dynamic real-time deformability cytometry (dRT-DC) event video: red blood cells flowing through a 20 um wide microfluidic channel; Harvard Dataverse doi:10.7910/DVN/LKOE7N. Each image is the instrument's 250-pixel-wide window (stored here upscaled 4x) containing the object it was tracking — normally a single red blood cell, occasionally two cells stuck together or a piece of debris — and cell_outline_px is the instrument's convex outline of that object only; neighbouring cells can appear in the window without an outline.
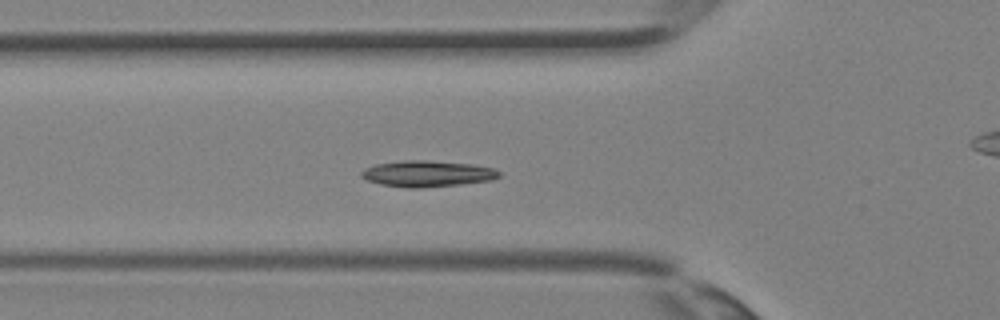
{"species": "Egyptian fruit bat (a non-hibernating species)", "species_latin": "Rousettus aegyptiacus", "temperature_condition": "room temperature", "stored_images_in_passage": 36, "camera_frame_rate_fps": 3000, "um_per_image_px": 0.085, "animal": {"sex": "female"}, "frame": {"image": 1, "passage_image": 12, "time_ms": 3.667, "image_size_px": [1000, 320], "cell_outline_px": [[500, 176], [492, 180], [460, 184], [424, 188], [412, 188], [380, 184], [368, 180], [360, 176], [360, 172], [364, 168], [376, 164], [404, 160], [428, 160], [472, 164], [492, 168], [500, 172]], "centroid_in_image_um": [36.31, 14.76], "position_along_channel_um": 89.5, "area_um2": 20.98}}
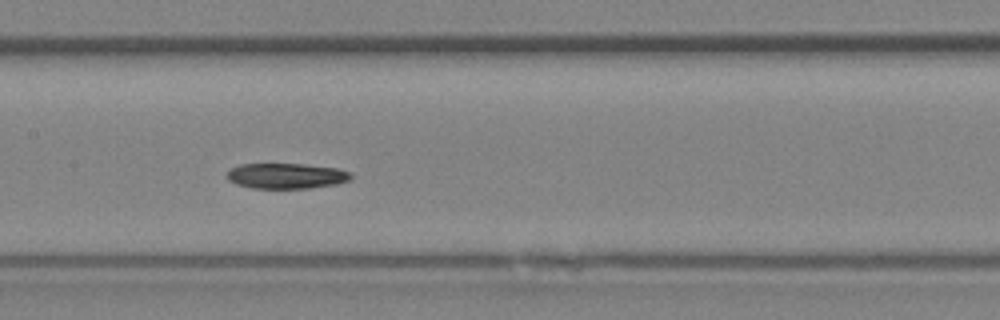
{"frame": {"image": 2, "passage_image": 17, "time_ms": 5.333, "image_size_px": [1000, 320], "cell_outline_px": [[352, 180], [336, 184], [308, 188], [252, 188], [236, 184], [228, 180], [228, 168], [240, 164], [304, 164], [336, 168], [352, 172]], "centroid_in_image_um": [24.35, 14.95], "position_along_channel_um": 183.1, "area_um2": 18.5}}
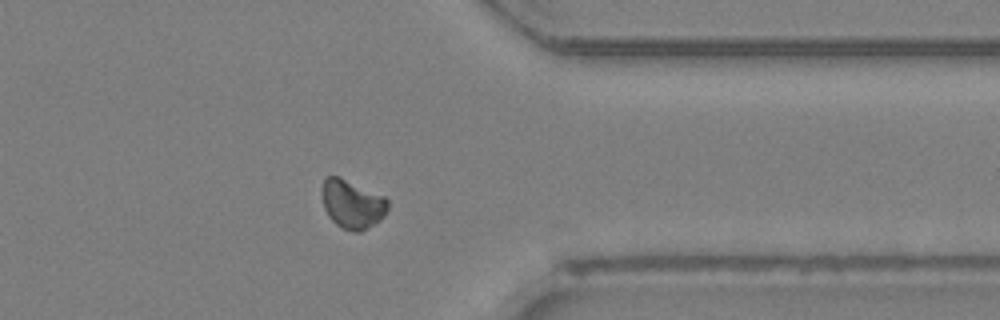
{"frame": {"image": 3, "passage_image": 28, "time_ms": 9.0, "image_size_px": [1000, 320], "cell_outline_px": [[388, 208], [384, 216], [380, 220], [368, 228], [360, 232], [356, 232], [344, 228], [336, 224], [328, 216], [324, 208], [320, 192], [324, 180], [328, 176], [340, 176], [384, 196], [388, 200]], "centroid_in_image_um": [29.93, 17.33], "position_along_channel_um": 381.5, "area_um2": 18.84}}